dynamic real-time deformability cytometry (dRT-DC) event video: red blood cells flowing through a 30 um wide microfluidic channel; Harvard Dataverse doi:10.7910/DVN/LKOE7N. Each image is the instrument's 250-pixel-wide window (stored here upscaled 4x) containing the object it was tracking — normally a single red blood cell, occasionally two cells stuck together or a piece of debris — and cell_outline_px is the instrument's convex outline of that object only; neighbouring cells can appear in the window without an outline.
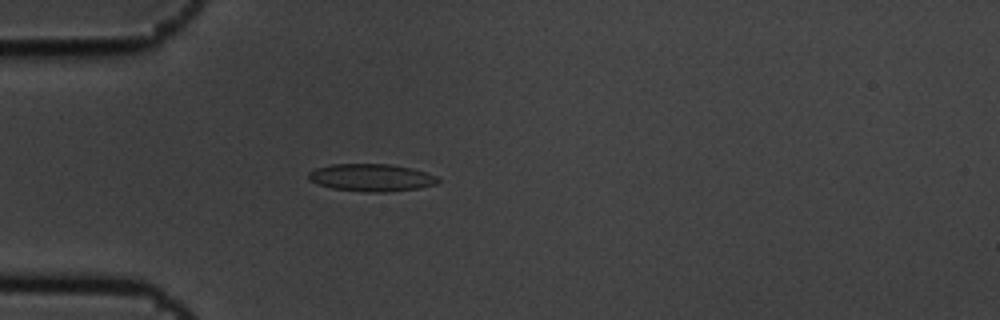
{"species": "common noctule bat (a hibernating species)", "species_latin": "Nyctalus noctula", "temperature_condition": "cold", "stored_images_in_passage": 4, "camera_frame_rate_fps": 3000, "um_per_image_px": 0.085, "animal": {"sex": "male", "body_mass_g": 19.5, "forearm_length_mm": 54.6}, "frame": {"image": 1, "passage_image": 4, "time_ms": 1.0, "image_size_px": [1000, 320], "cell_outline_px": [[440, 180], [436, 184], [420, 188], [384, 192], [368, 192], [332, 188], [308, 180], [308, 172], [316, 168], [332, 164], [392, 164], [412, 168], [436, 176]], "centroid_in_image_um": [31.57, 15.09], "position_along_channel_um": 53.4, "area_um2": 20.63}}